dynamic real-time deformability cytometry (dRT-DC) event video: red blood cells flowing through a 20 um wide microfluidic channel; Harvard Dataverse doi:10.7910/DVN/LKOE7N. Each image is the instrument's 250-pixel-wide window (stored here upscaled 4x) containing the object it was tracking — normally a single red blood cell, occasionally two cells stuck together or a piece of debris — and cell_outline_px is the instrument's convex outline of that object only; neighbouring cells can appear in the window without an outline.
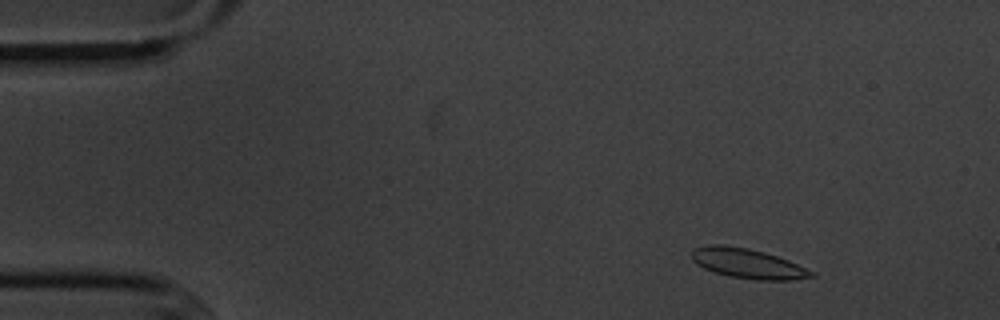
{"species": "common noctule bat (a hibernating species)", "species_latin": "Nyctalus noctula", "temperature_condition": "cold", "stored_images_in_passage": 53, "camera_frame_rate_fps": 3000, "um_per_image_px": 0.085, "animal": {"sex": "male", "body_mass_g": 20.1, "forearm_length_mm": 53.5}, "frame": {"image": 1, "passage_image": 5, "time_ms": 1.333, "image_size_px": [1000, 320], "cell_outline_px": [[816, 276], [792, 280], [760, 280], [728, 276], [704, 268], [696, 264], [692, 260], [692, 248], [708, 244], [724, 244], [748, 248], [764, 252], [788, 260], [812, 272]], "centroid_in_image_um": [63.49, 22.38], "position_along_channel_um": 21.5, "area_um2": 20.69}}
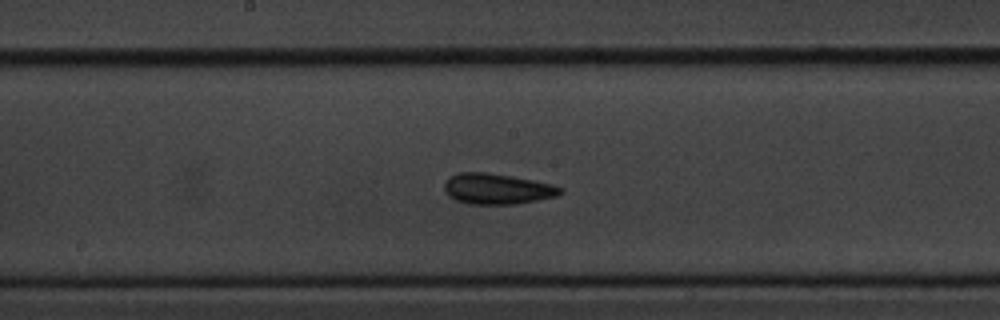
{"frame": {"image": 2, "passage_image": 27, "time_ms": 8.667, "image_size_px": [1000, 320], "cell_outline_px": [[564, 192], [556, 196], [516, 204], [468, 204], [456, 200], [448, 196], [444, 188], [444, 184], [448, 176], [460, 172], [488, 172], [512, 176], [552, 184], [564, 188]], "centroid_in_image_um": [42.24, 16.05], "position_along_channel_um": 206.0, "area_um2": 20.87}}
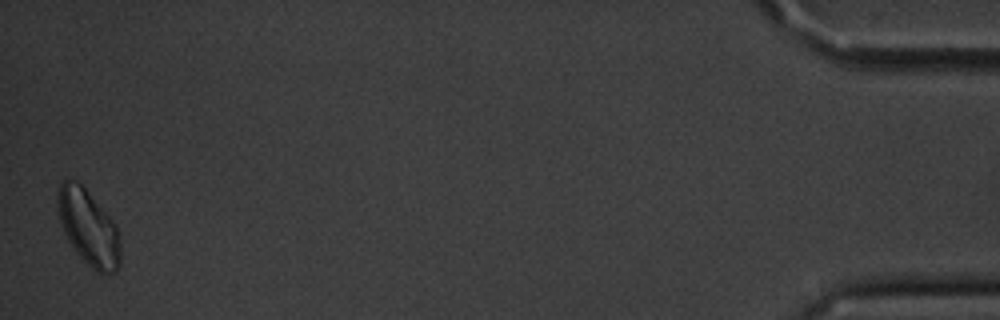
{"frame": {"image": 3, "passage_image": 53, "time_ms": 17.333, "image_size_px": [1000, 320], "cell_outline_px": [[120, 264], [116, 272], [104, 276], [96, 272], [76, 252], [68, 240], [64, 232], [60, 220], [56, 200], [60, 184], [64, 180], [72, 176], [84, 188], [116, 224], [120, 236]], "centroid_in_image_um": [7.54, 19.37], "position_along_channel_um": 427.7, "area_um2": 27.69}, "authors_computed_cell_mechanics": {"area_um2": 20.4034, "velocity_mm_per_s": 3.5924, "shape_relaxation_time_tau1_ms": 2.8955, "shape_relaxation_time_tau2_ms": 2.6172, "deformation_change_tau1": 0.0931, "deformation_change_tau2": 0.1034}}